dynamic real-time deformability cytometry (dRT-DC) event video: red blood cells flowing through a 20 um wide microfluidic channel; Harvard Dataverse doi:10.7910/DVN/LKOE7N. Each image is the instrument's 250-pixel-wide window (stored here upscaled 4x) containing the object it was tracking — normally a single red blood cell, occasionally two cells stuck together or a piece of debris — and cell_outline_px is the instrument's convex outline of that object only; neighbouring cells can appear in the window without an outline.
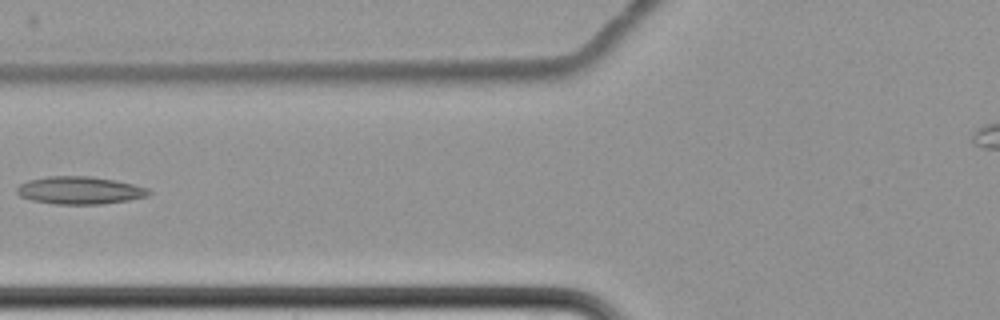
{"species": "common noctule bat (a hibernating species)", "species_latin": "Nyctalus noctula", "temperature_condition": "cold", "stored_images_in_passage": 7, "camera_frame_rate_fps": 3000, "um_per_image_px": 0.085, "animal": {"sex": "female", "body_mass_g": 22.7, "forearm_length_mm": 54.2}, "frame": {"image": 1, "passage_image": 7, "time_ms": 8.333, "image_size_px": [1000, 320], "cell_outline_px": [[152, 192], [148, 196], [128, 200], [100, 204], [56, 204], [32, 200], [20, 196], [16, 192], [16, 188], [20, 184], [28, 180], [48, 176], [92, 176], [116, 180], [148, 188]], "centroid_in_image_um": [6.78, 16.17], "position_along_channel_um": 119.0, "area_um2": 21.27}}